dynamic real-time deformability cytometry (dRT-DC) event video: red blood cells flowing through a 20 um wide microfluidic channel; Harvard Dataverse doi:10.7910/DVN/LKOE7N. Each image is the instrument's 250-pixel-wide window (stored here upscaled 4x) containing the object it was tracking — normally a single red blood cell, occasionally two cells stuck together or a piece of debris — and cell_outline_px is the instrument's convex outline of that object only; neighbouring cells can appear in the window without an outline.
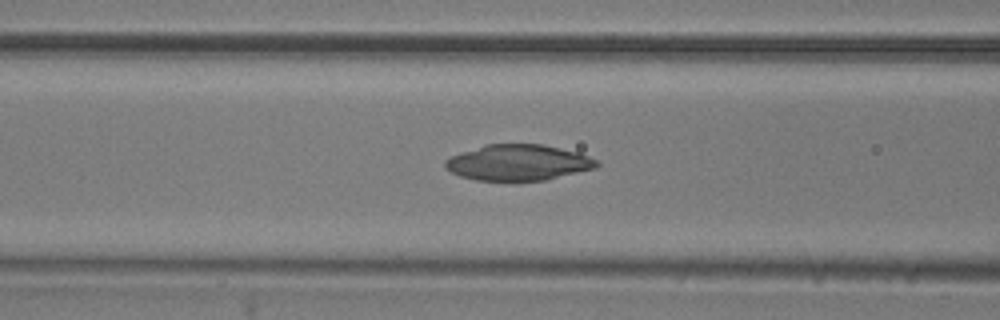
{"species": "common noctule bat (a hibernating species)", "species_latin": "Nyctalus noctula", "temperature_condition": "room temperature", "stored_images_in_passage": 45, "camera_frame_rate_fps": 3000, "um_per_image_px": 0.085, "animal": {"sex": "male", "body_mass_g": 20.5, "forearm_length_mm": 52.5}, "frame": {"image": 1, "passage_image": 20, "time_ms": 6.333, "image_size_px": [1000, 320], "cell_outline_px": [[600, 164], [596, 168], [544, 180], [512, 184], [476, 180], [460, 176], [444, 168], [444, 160], [452, 156], [484, 144], [544, 144], [576, 152], [588, 156], [596, 160]], "centroid_in_image_um": [44.01, 13.86], "position_along_channel_um": 122.6, "area_um2": 32.43}}
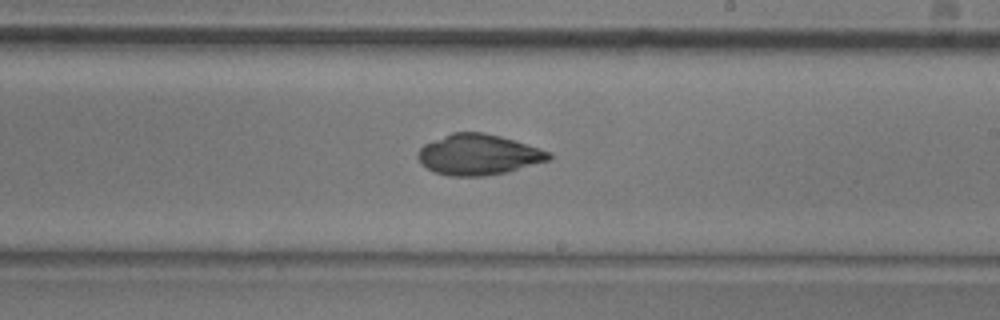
{"frame": {"image": 2, "passage_image": 30, "time_ms": 9.667, "image_size_px": [1000, 320], "cell_outline_px": [[552, 160], [508, 172], [484, 176], [448, 176], [436, 172], [428, 168], [416, 156], [420, 148], [424, 144], [452, 132], [484, 132], [500, 136], [540, 148], [552, 152]], "centroid_in_image_um": [40.72, 13.14], "position_along_channel_um": 248.3, "area_um2": 31.1}}
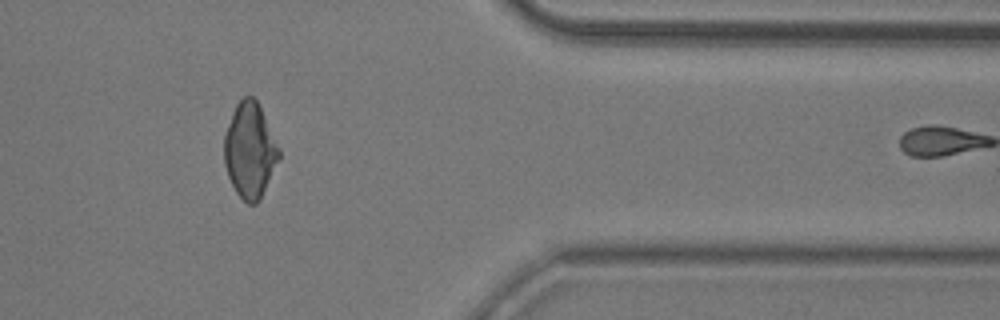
{"frame": {"image": 3, "passage_image": 43, "time_ms": 14.0, "image_size_px": [1000, 320], "cell_outline_px": [[280, 156], [260, 200], [256, 204], [248, 204], [236, 192], [228, 176], [224, 164], [224, 136], [232, 112], [236, 104], [244, 96], [252, 96], [256, 100], [280, 148]], "centroid_in_image_um": [21.23, 12.79], "position_along_channel_um": 390.2, "area_um2": 30.11}}